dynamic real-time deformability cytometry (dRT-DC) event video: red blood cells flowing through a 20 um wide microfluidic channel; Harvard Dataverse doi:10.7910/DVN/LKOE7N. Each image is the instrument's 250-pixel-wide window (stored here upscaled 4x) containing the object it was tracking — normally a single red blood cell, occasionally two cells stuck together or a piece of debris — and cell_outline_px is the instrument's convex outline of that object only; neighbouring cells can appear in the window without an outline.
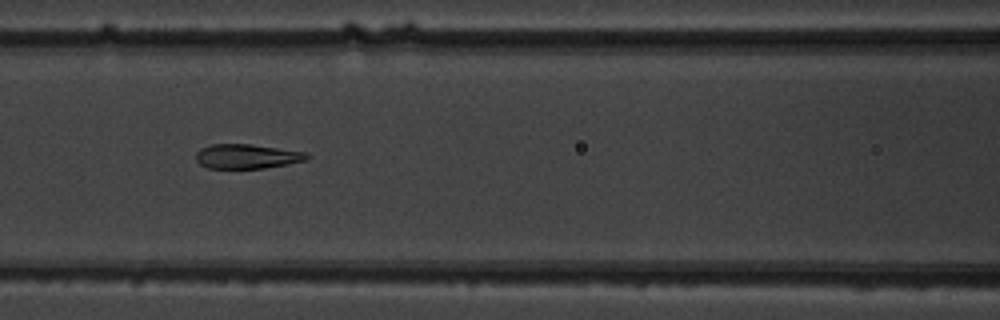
{"species": "common noctule bat (a hibernating species)", "species_latin": "Nyctalus noctula", "temperature_condition": "warm", "stored_images_in_passage": 11, "camera_frame_rate_fps": 3000, "um_per_image_px": 0.085, "animal": {"sex": "male", "body_mass_g": 19.5, "forearm_length_mm": 54.6}, "frame": {"image": 1, "passage_image": 7, "time_ms": 7.667, "image_size_px": [1000, 320], "cell_outline_px": [[308, 156], [304, 160], [288, 164], [264, 168], [208, 168], [200, 164], [196, 160], [196, 152], [200, 148], [212, 144], [248, 144], [308, 152]], "centroid_in_image_um": [20.95, 13.29], "position_along_channel_um": 145.6, "area_um2": 15.72}}
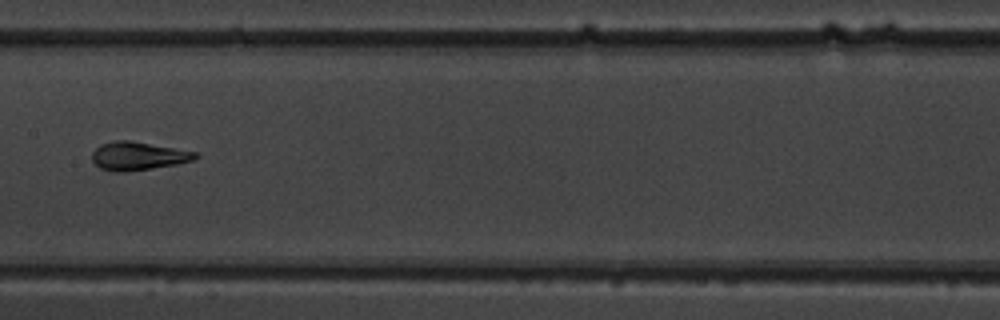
{"frame": {"image": 2, "passage_image": 8, "time_ms": 9.0, "image_size_px": [1000, 320], "cell_outline_px": [[200, 156], [196, 160], [176, 164], [152, 168], [120, 172], [116, 172], [100, 168], [92, 160], [92, 152], [100, 144], [112, 140], [128, 140], [196, 152]], "centroid_in_image_um": [11.73, 13.25], "position_along_channel_um": 195.7, "area_um2": 16.94}}
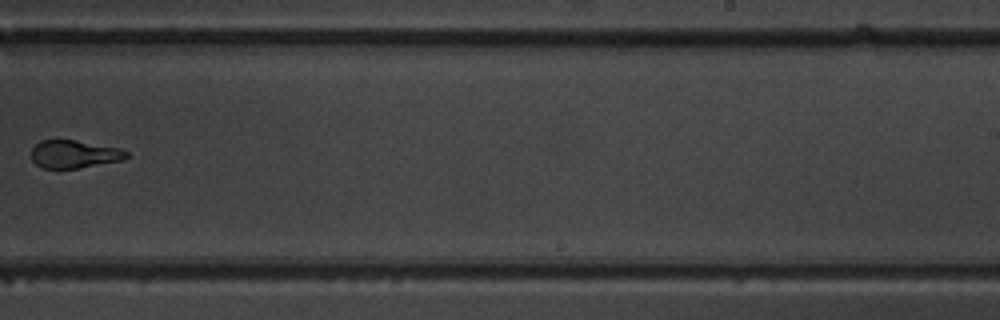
{"frame": {"image": 3, "passage_image": 10, "time_ms": 11.333, "image_size_px": [1000, 320], "cell_outline_px": [[128, 156], [120, 160], [76, 168], [44, 168], [36, 164], [32, 160], [32, 148], [40, 140], [76, 140], [120, 148], [128, 152]], "centroid_in_image_um": [6.28, 13.09], "position_along_channel_um": 282.7, "area_um2": 15.2}}